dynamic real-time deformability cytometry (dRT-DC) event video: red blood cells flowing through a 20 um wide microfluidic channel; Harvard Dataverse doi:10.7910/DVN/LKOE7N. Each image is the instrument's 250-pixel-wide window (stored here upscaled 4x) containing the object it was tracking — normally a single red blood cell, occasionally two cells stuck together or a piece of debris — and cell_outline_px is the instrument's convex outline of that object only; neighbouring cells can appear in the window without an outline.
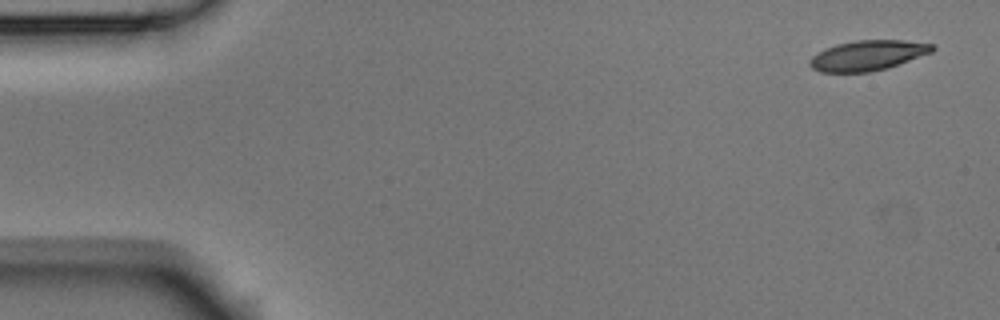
{"species": "Egyptian fruit bat (a non-hibernating species)", "species_latin": "Rousettus aegyptiacus", "temperature_condition": "room temperature", "stored_images_in_passage": 4, "camera_frame_rate_fps": 3000, "um_per_image_px": 0.085, "animal": {"sex": "male"}, "frame": {"image": 1, "passage_image": 1, "time_ms": 0.0, "image_size_px": [1000, 320], "cell_outline_px": [[936, 48], [932, 52], [888, 68], [868, 72], [820, 72], [812, 68], [808, 64], [808, 60], [812, 56], [824, 48], [836, 44], [856, 40], [904, 40], [936, 44]], "centroid_in_image_um": [73.76, 4.7], "position_along_channel_um": 11.2, "area_um2": 21.73}}